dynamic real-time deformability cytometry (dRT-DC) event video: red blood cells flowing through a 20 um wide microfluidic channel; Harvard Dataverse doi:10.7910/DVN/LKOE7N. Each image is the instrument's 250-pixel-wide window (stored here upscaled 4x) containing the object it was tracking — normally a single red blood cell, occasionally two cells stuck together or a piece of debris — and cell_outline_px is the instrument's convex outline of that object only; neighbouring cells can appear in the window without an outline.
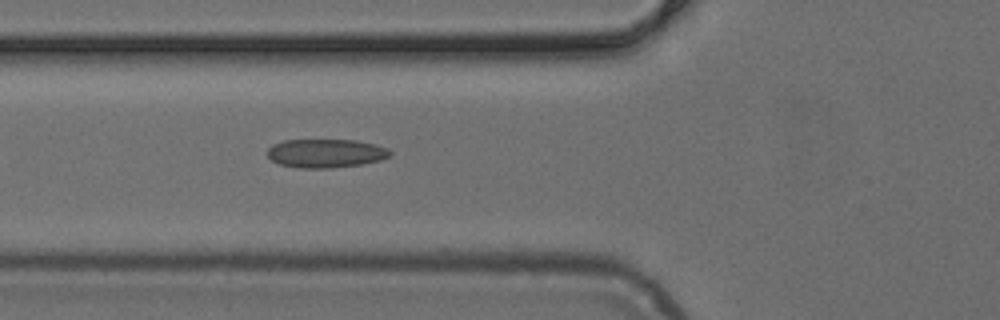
{"species": "common noctule bat (a hibernating species)", "species_latin": "Nyctalus noctula", "temperature_condition": "cold", "stored_images_in_passage": 13, "camera_frame_rate_fps": 3000, "um_per_image_px": 0.085, "animal": {"sex": "female", "body_mass_g": 24.6, "forearm_length_mm": 56.2}, "frame": {"image": 1, "passage_image": 3, "time_ms": 0.667, "image_size_px": [1000, 320], "cell_outline_px": [[392, 152], [388, 156], [380, 160], [360, 164], [328, 168], [300, 168], [280, 164], [272, 160], [268, 156], [268, 148], [272, 144], [284, 140], [356, 140], [376, 144], [388, 148]], "centroid_in_image_um": [27.68, 13.02], "position_along_channel_um": 98.1, "area_um2": 20.4}}
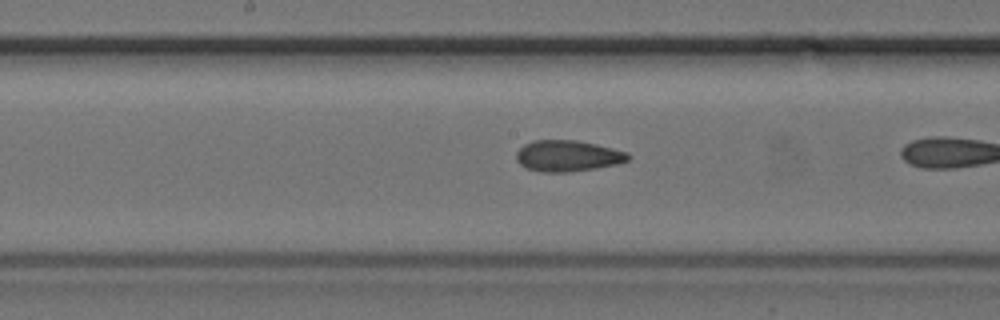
{"frame": {"image": 2, "passage_image": 8, "time_ms": 2.333, "image_size_px": [1000, 320], "cell_outline_px": [[632, 156], [628, 160], [616, 164], [596, 168], [568, 172], [540, 172], [524, 168], [516, 160], [516, 152], [524, 144], [532, 140], [576, 140], [596, 144], [628, 152]], "centroid_in_image_um": [48.23, 13.25], "position_along_channel_um": 200.0, "area_um2": 20.46}}
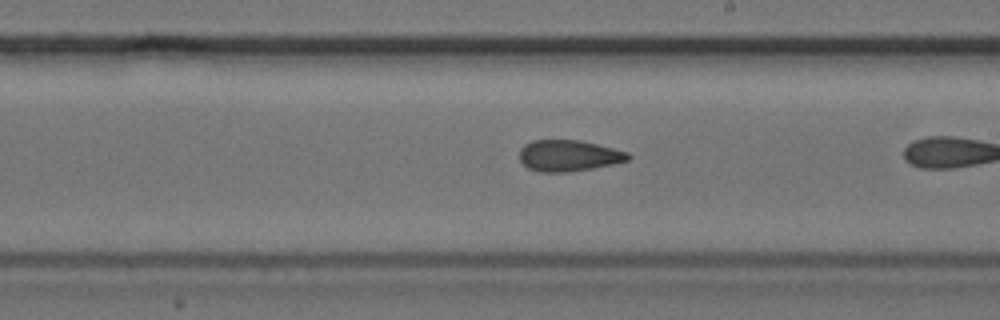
{"frame": {"image": 3, "passage_image": 11, "time_ms": 3.333, "image_size_px": [1000, 320], "cell_outline_px": [[632, 156], [628, 160], [612, 164], [592, 168], [568, 172], [540, 172], [528, 168], [520, 160], [520, 148], [524, 144], [532, 140], [580, 140], [628, 152]], "centroid_in_image_um": [48.32, 13.23], "position_along_channel_um": 240.7, "area_um2": 19.71}}